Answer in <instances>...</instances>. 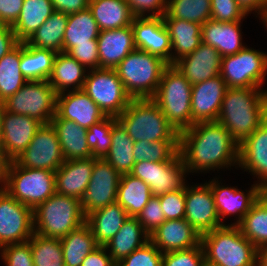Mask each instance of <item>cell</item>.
Returning <instances> with one entry per match:
<instances>
[{
    "label": "cell",
    "instance_id": "cb8c5ba5",
    "mask_svg": "<svg viewBox=\"0 0 267 266\" xmlns=\"http://www.w3.org/2000/svg\"><path fill=\"white\" fill-rule=\"evenodd\" d=\"M150 241L164 254L198 246L201 242V235L185 218L165 220L150 234Z\"/></svg>",
    "mask_w": 267,
    "mask_h": 266
},
{
    "label": "cell",
    "instance_id": "30bf717a",
    "mask_svg": "<svg viewBox=\"0 0 267 266\" xmlns=\"http://www.w3.org/2000/svg\"><path fill=\"white\" fill-rule=\"evenodd\" d=\"M56 96L48 80L27 81L14 95L3 102L4 110L51 123L56 114Z\"/></svg>",
    "mask_w": 267,
    "mask_h": 266
},
{
    "label": "cell",
    "instance_id": "7c38bea8",
    "mask_svg": "<svg viewBox=\"0 0 267 266\" xmlns=\"http://www.w3.org/2000/svg\"><path fill=\"white\" fill-rule=\"evenodd\" d=\"M147 183L153 197H159L168 192L181 190L187 184L186 174H189L178 152L169 161H140L134 164L131 173Z\"/></svg>",
    "mask_w": 267,
    "mask_h": 266
},
{
    "label": "cell",
    "instance_id": "d6986e66",
    "mask_svg": "<svg viewBox=\"0 0 267 266\" xmlns=\"http://www.w3.org/2000/svg\"><path fill=\"white\" fill-rule=\"evenodd\" d=\"M105 117L106 114L83 90H69L56 96V114L52 119L74 121L88 129Z\"/></svg>",
    "mask_w": 267,
    "mask_h": 266
},
{
    "label": "cell",
    "instance_id": "94428289",
    "mask_svg": "<svg viewBox=\"0 0 267 266\" xmlns=\"http://www.w3.org/2000/svg\"><path fill=\"white\" fill-rule=\"evenodd\" d=\"M238 5L248 15L252 11L258 13L266 4L267 0H236Z\"/></svg>",
    "mask_w": 267,
    "mask_h": 266
},
{
    "label": "cell",
    "instance_id": "7bdbcfd3",
    "mask_svg": "<svg viewBox=\"0 0 267 266\" xmlns=\"http://www.w3.org/2000/svg\"><path fill=\"white\" fill-rule=\"evenodd\" d=\"M34 266H65L59 238L34 233L29 239Z\"/></svg>",
    "mask_w": 267,
    "mask_h": 266
},
{
    "label": "cell",
    "instance_id": "11a10c76",
    "mask_svg": "<svg viewBox=\"0 0 267 266\" xmlns=\"http://www.w3.org/2000/svg\"><path fill=\"white\" fill-rule=\"evenodd\" d=\"M67 54L85 66L87 70L99 69L98 44H78L72 47Z\"/></svg>",
    "mask_w": 267,
    "mask_h": 266
},
{
    "label": "cell",
    "instance_id": "277c9868",
    "mask_svg": "<svg viewBox=\"0 0 267 266\" xmlns=\"http://www.w3.org/2000/svg\"><path fill=\"white\" fill-rule=\"evenodd\" d=\"M116 119L134 142L179 141V132L151 98L132 99Z\"/></svg>",
    "mask_w": 267,
    "mask_h": 266
},
{
    "label": "cell",
    "instance_id": "ee69618b",
    "mask_svg": "<svg viewBox=\"0 0 267 266\" xmlns=\"http://www.w3.org/2000/svg\"><path fill=\"white\" fill-rule=\"evenodd\" d=\"M237 226L257 248L267 244V210L258 200Z\"/></svg>",
    "mask_w": 267,
    "mask_h": 266
},
{
    "label": "cell",
    "instance_id": "f35d334b",
    "mask_svg": "<svg viewBox=\"0 0 267 266\" xmlns=\"http://www.w3.org/2000/svg\"><path fill=\"white\" fill-rule=\"evenodd\" d=\"M60 240L65 266H81L85 257L99 247L86 223Z\"/></svg>",
    "mask_w": 267,
    "mask_h": 266
},
{
    "label": "cell",
    "instance_id": "ab89813d",
    "mask_svg": "<svg viewBox=\"0 0 267 266\" xmlns=\"http://www.w3.org/2000/svg\"><path fill=\"white\" fill-rule=\"evenodd\" d=\"M68 22V14L54 11L53 14L26 41L30 46L63 52V37Z\"/></svg>",
    "mask_w": 267,
    "mask_h": 266
},
{
    "label": "cell",
    "instance_id": "ba28073f",
    "mask_svg": "<svg viewBox=\"0 0 267 266\" xmlns=\"http://www.w3.org/2000/svg\"><path fill=\"white\" fill-rule=\"evenodd\" d=\"M191 95L192 84L173 64H169L151 99L173 127L181 132L192 127Z\"/></svg>",
    "mask_w": 267,
    "mask_h": 266
},
{
    "label": "cell",
    "instance_id": "a7ac6f4b",
    "mask_svg": "<svg viewBox=\"0 0 267 266\" xmlns=\"http://www.w3.org/2000/svg\"><path fill=\"white\" fill-rule=\"evenodd\" d=\"M201 266H216V265H213V264H210V263L204 261Z\"/></svg>",
    "mask_w": 267,
    "mask_h": 266
},
{
    "label": "cell",
    "instance_id": "52a82bcc",
    "mask_svg": "<svg viewBox=\"0 0 267 266\" xmlns=\"http://www.w3.org/2000/svg\"><path fill=\"white\" fill-rule=\"evenodd\" d=\"M3 189L18 202L34 210L56 192L55 172L19 166L8 161Z\"/></svg>",
    "mask_w": 267,
    "mask_h": 266
},
{
    "label": "cell",
    "instance_id": "7a4b0ae2",
    "mask_svg": "<svg viewBox=\"0 0 267 266\" xmlns=\"http://www.w3.org/2000/svg\"><path fill=\"white\" fill-rule=\"evenodd\" d=\"M267 120V90L227 88L217 121L239 145Z\"/></svg>",
    "mask_w": 267,
    "mask_h": 266
},
{
    "label": "cell",
    "instance_id": "91938a15",
    "mask_svg": "<svg viewBox=\"0 0 267 266\" xmlns=\"http://www.w3.org/2000/svg\"><path fill=\"white\" fill-rule=\"evenodd\" d=\"M19 41L9 25L0 24V59L11 51Z\"/></svg>",
    "mask_w": 267,
    "mask_h": 266
},
{
    "label": "cell",
    "instance_id": "6125c7cd",
    "mask_svg": "<svg viewBox=\"0 0 267 266\" xmlns=\"http://www.w3.org/2000/svg\"><path fill=\"white\" fill-rule=\"evenodd\" d=\"M257 266H267V244L258 248Z\"/></svg>",
    "mask_w": 267,
    "mask_h": 266
},
{
    "label": "cell",
    "instance_id": "003e7915",
    "mask_svg": "<svg viewBox=\"0 0 267 266\" xmlns=\"http://www.w3.org/2000/svg\"><path fill=\"white\" fill-rule=\"evenodd\" d=\"M3 109H4L3 103L0 102V138H1V117Z\"/></svg>",
    "mask_w": 267,
    "mask_h": 266
},
{
    "label": "cell",
    "instance_id": "4fadbf2b",
    "mask_svg": "<svg viewBox=\"0 0 267 266\" xmlns=\"http://www.w3.org/2000/svg\"><path fill=\"white\" fill-rule=\"evenodd\" d=\"M14 161L21 167L54 172L61 167L65 160L52 124H42L28 147Z\"/></svg>",
    "mask_w": 267,
    "mask_h": 266
},
{
    "label": "cell",
    "instance_id": "681fc988",
    "mask_svg": "<svg viewBox=\"0 0 267 266\" xmlns=\"http://www.w3.org/2000/svg\"><path fill=\"white\" fill-rule=\"evenodd\" d=\"M6 266H34L30 241L7 244L0 248Z\"/></svg>",
    "mask_w": 267,
    "mask_h": 266
},
{
    "label": "cell",
    "instance_id": "7402d4cb",
    "mask_svg": "<svg viewBox=\"0 0 267 266\" xmlns=\"http://www.w3.org/2000/svg\"><path fill=\"white\" fill-rule=\"evenodd\" d=\"M238 166L257 177V185L267 187V120L239 144Z\"/></svg>",
    "mask_w": 267,
    "mask_h": 266
},
{
    "label": "cell",
    "instance_id": "e575fe53",
    "mask_svg": "<svg viewBox=\"0 0 267 266\" xmlns=\"http://www.w3.org/2000/svg\"><path fill=\"white\" fill-rule=\"evenodd\" d=\"M88 8L100 31L129 26L134 18L125 0H89Z\"/></svg>",
    "mask_w": 267,
    "mask_h": 266
},
{
    "label": "cell",
    "instance_id": "ac0fdd59",
    "mask_svg": "<svg viewBox=\"0 0 267 266\" xmlns=\"http://www.w3.org/2000/svg\"><path fill=\"white\" fill-rule=\"evenodd\" d=\"M131 26L137 49L171 64V39L163 17H134Z\"/></svg>",
    "mask_w": 267,
    "mask_h": 266
},
{
    "label": "cell",
    "instance_id": "4dcf8cb0",
    "mask_svg": "<svg viewBox=\"0 0 267 266\" xmlns=\"http://www.w3.org/2000/svg\"><path fill=\"white\" fill-rule=\"evenodd\" d=\"M65 161L87 159L92 157V151L87 143V130L74 121L66 119H52Z\"/></svg>",
    "mask_w": 267,
    "mask_h": 266
},
{
    "label": "cell",
    "instance_id": "e7e4bbea",
    "mask_svg": "<svg viewBox=\"0 0 267 266\" xmlns=\"http://www.w3.org/2000/svg\"><path fill=\"white\" fill-rule=\"evenodd\" d=\"M5 164L6 161L3 159L2 155H0V189L3 188Z\"/></svg>",
    "mask_w": 267,
    "mask_h": 266
},
{
    "label": "cell",
    "instance_id": "9c48e42d",
    "mask_svg": "<svg viewBox=\"0 0 267 266\" xmlns=\"http://www.w3.org/2000/svg\"><path fill=\"white\" fill-rule=\"evenodd\" d=\"M267 74V54L245 47L222 57L220 75L227 88H261Z\"/></svg>",
    "mask_w": 267,
    "mask_h": 266
},
{
    "label": "cell",
    "instance_id": "f1b7e54d",
    "mask_svg": "<svg viewBox=\"0 0 267 266\" xmlns=\"http://www.w3.org/2000/svg\"><path fill=\"white\" fill-rule=\"evenodd\" d=\"M87 68L65 52L57 53L48 82L56 94L82 90L88 73Z\"/></svg>",
    "mask_w": 267,
    "mask_h": 266
},
{
    "label": "cell",
    "instance_id": "e0dca14e",
    "mask_svg": "<svg viewBox=\"0 0 267 266\" xmlns=\"http://www.w3.org/2000/svg\"><path fill=\"white\" fill-rule=\"evenodd\" d=\"M185 185V220L203 235L223 226L218 216L211 187L207 184Z\"/></svg>",
    "mask_w": 267,
    "mask_h": 266
},
{
    "label": "cell",
    "instance_id": "b9f144b4",
    "mask_svg": "<svg viewBox=\"0 0 267 266\" xmlns=\"http://www.w3.org/2000/svg\"><path fill=\"white\" fill-rule=\"evenodd\" d=\"M162 17L203 25L211 19V0H167L166 13Z\"/></svg>",
    "mask_w": 267,
    "mask_h": 266
},
{
    "label": "cell",
    "instance_id": "836d02e7",
    "mask_svg": "<svg viewBox=\"0 0 267 266\" xmlns=\"http://www.w3.org/2000/svg\"><path fill=\"white\" fill-rule=\"evenodd\" d=\"M99 33L100 29L89 8L68 14L63 37V52L67 53L78 44H98Z\"/></svg>",
    "mask_w": 267,
    "mask_h": 266
},
{
    "label": "cell",
    "instance_id": "5bb4252c",
    "mask_svg": "<svg viewBox=\"0 0 267 266\" xmlns=\"http://www.w3.org/2000/svg\"><path fill=\"white\" fill-rule=\"evenodd\" d=\"M33 234V210L0 189V248L26 242Z\"/></svg>",
    "mask_w": 267,
    "mask_h": 266
},
{
    "label": "cell",
    "instance_id": "6da1fadb",
    "mask_svg": "<svg viewBox=\"0 0 267 266\" xmlns=\"http://www.w3.org/2000/svg\"><path fill=\"white\" fill-rule=\"evenodd\" d=\"M239 145L218 121L199 122L179 132V153L187 172L238 166Z\"/></svg>",
    "mask_w": 267,
    "mask_h": 266
},
{
    "label": "cell",
    "instance_id": "8d00e7d4",
    "mask_svg": "<svg viewBox=\"0 0 267 266\" xmlns=\"http://www.w3.org/2000/svg\"><path fill=\"white\" fill-rule=\"evenodd\" d=\"M111 140L109 152L103 159L120 175L131 173L135 164L134 141L118 121L112 126Z\"/></svg>",
    "mask_w": 267,
    "mask_h": 266
},
{
    "label": "cell",
    "instance_id": "4316f807",
    "mask_svg": "<svg viewBox=\"0 0 267 266\" xmlns=\"http://www.w3.org/2000/svg\"><path fill=\"white\" fill-rule=\"evenodd\" d=\"M241 23L207 20L201 26L202 42L215 48L222 57L236 54L245 47L242 43Z\"/></svg>",
    "mask_w": 267,
    "mask_h": 266
},
{
    "label": "cell",
    "instance_id": "603a6c76",
    "mask_svg": "<svg viewBox=\"0 0 267 266\" xmlns=\"http://www.w3.org/2000/svg\"><path fill=\"white\" fill-rule=\"evenodd\" d=\"M221 61V54L202 42L195 51L173 65L194 85L220 75Z\"/></svg>",
    "mask_w": 267,
    "mask_h": 266
},
{
    "label": "cell",
    "instance_id": "d6a6232c",
    "mask_svg": "<svg viewBox=\"0 0 267 266\" xmlns=\"http://www.w3.org/2000/svg\"><path fill=\"white\" fill-rule=\"evenodd\" d=\"M54 11L50 0H24L19 17L11 26L17 40L27 41Z\"/></svg>",
    "mask_w": 267,
    "mask_h": 266
},
{
    "label": "cell",
    "instance_id": "f907efd6",
    "mask_svg": "<svg viewBox=\"0 0 267 266\" xmlns=\"http://www.w3.org/2000/svg\"><path fill=\"white\" fill-rule=\"evenodd\" d=\"M248 16L236 0H211V20L218 22L241 21Z\"/></svg>",
    "mask_w": 267,
    "mask_h": 266
},
{
    "label": "cell",
    "instance_id": "f546056e",
    "mask_svg": "<svg viewBox=\"0 0 267 266\" xmlns=\"http://www.w3.org/2000/svg\"><path fill=\"white\" fill-rule=\"evenodd\" d=\"M163 21L171 39V64L191 54L202 43V25L174 18H163Z\"/></svg>",
    "mask_w": 267,
    "mask_h": 266
},
{
    "label": "cell",
    "instance_id": "83f0119b",
    "mask_svg": "<svg viewBox=\"0 0 267 266\" xmlns=\"http://www.w3.org/2000/svg\"><path fill=\"white\" fill-rule=\"evenodd\" d=\"M148 241H150V235L144 230L137 217L129 216L121 229L104 247L117 265Z\"/></svg>",
    "mask_w": 267,
    "mask_h": 266
},
{
    "label": "cell",
    "instance_id": "d4e9b609",
    "mask_svg": "<svg viewBox=\"0 0 267 266\" xmlns=\"http://www.w3.org/2000/svg\"><path fill=\"white\" fill-rule=\"evenodd\" d=\"M99 69H115L136 49L132 26L100 31L98 38Z\"/></svg>",
    "mask_w": 267,
    "mask_h": 266
},
{
    "label": "cell",
    "instance_id": "5b68a950",
    "mask_svg": "<svg viewBox=\"0 0 267 266\" xmlns=\"http://www.w3.org/2000/svg\"><path fill=\"white\" fill-rule=\"evenodd\" d=\"M85 221L80 200L56 192L33 210L34 233L45 237L60 239Z\"/></svg>",
    "mask_w": 267,
    "mask_h": 266
},
{
    "label": "cell",
    "instance_id": "8fae6325",
    "mask_svg": "<svg viewBox=\"0 0 267 266\" xmlns=\"http://www.w3.org/2000/svg\"><path fill=\"white\" fill-rule=\"evenodd\" d=\"M82 90L106 116L118 117L132 100L115 69H90Z\"/></svg>",
    "mask_w": 267,
    "mask_h": 266
},
{
    "label": "cell",
    "instance_id": "be15d7a7",
    "mask_svg": "<svg viewBox=\"0 0 267 266\" xmlns=\"http://www.w3.org/2000/svg\"><path fill=\"white\" fill-rule=\"evenodd\" d=\"M257 200L266 208L267 210V187H262L259 190Z\"/></svg>",
    "mask_w": 267,
    "mask_h": 266
},
{
    "label": "cell",
    "instance_id": "9a60e30c",
    "mask_svg": "<svg viewBox=\"0 0 267 266\" xmlns=\"http://www.w3.org/2000/svg\"><path fill=\"white\" fill-rule=\"evenodd\" d=\"M120 177L121 175L107 161L94 158L92 175L80 200L85 217L116 202Z\"/></svg>",
    "mask_w": 267,
    "mask_h": 266
},
{
    "label": "cell",
    "instance_id": "2e32d148",
    "mask_svg": "<svg viewBox=\"0 0 267 266\" xmlns=\"http://www.w3.org/2000/svg\"><path fill=\"white\" fill-rule=\"evenodd\" d=\"M42 126L37 119L13 114L3 109L1 117L0 152L3 159L13 161L30 144L36 131Z\"/></svg>",
    "mask_w": 267,
    "mask_h": 266
},
{
    "label": "cell",
    "instance_id": "6f0895ef",
    "mask_svg": "<svg viewBox=\"0 0 267 266\" xmlns=\"http://www.w3.org/2000/svg\"><path fill=\"white\" fill-rule=\"evenodd\" d=\"M81 266H116L104 246L97 247L83 260Z\"/></svg>",
    "mask_w": 267,
    "mask_h": 266
},
{
    "label": "cell",
    "instance_id": "60d3db41",
    "mask_svg": "<svg viewBox=\"0 0 267 266\" xmlns=\"http://www.w3.org/2000/svg\"><path fill=\"white\" fill-rule=\"evenodd\" d=\"M21 42L0 59V102L14 95L26 82L20 69Z\"/></svg>",
    "mask_w": 267,
    "mask_h": 266
},
{
    "label": "cell",
    "instance_id": "03108f58",
    "mask_svg": "<svg viewBox=\"0 0 267 266\" xmlns=\"http://www.w3.org/2000/svg\"><path fill=\"white\" fill-rule=\"evenodd\" d=\"M257 15H260L259 18H261L263 25H265L267 29V4L257 13Z\"/></svg>",
    "mask_w": 267,
    "mask_h": 266
},
{
    "label": "cell",
    "instance_id": "74e56055",
    "mask_svg": "<svg viewBox=\"0 0 267 266\" xmlns=\"http://www.w3.org/2000/svg\"><path fill=\"white\" fill-rule=\"evenodd\" d=\"M57 53L21 42L20 69L27 81L48 80Z\"/></svg>",
    "mask_w": 267,
    "mask_h": 266
},
{
    "label": "cell",
    "instance_id": "9f6ffc18",
    "mask_svg": "<svg viewBox=\"0 0 267 266\" xmlns=\"http://www.w3.org/2000/svg\"><path fill=\"white\" fill-rule=\"evenodd\" d=\"M24 0H0V24L12 26L18 19Z\"/></svg>",
    "mask_w": 267,
    "mask_h": 266
},
{
    "label": "cell",
    "instance_id": "44dd1931",
    "mask_svg": "<svg viewBox=\"0 0 267 266\" xmlns=\"http://www.w3.org/2000/svg\"><path fill=\"white\" fill-rule=\"evenodd\" d=\"M216 179L214 178L208 181L207 184L211 187L220 222L226 225L222 222V219L227 215L232 216V214H235L238 216L236 222L228 225H238L243 217L250 211L252 205L257 201L260 187L255 181V184L251 185L252 187L249 191H246V194L237 187L221 186L218 178Z\"/></svg>",
    "mask_w": 267,
    "mask_h": 266
},
{
    "label": "cell",
    "instance_id": "c3c4849f",
    "mask_svg": "<svg viewBox=\"0 0 267 266\" xmlns=\"http://www.w3.org/2000/svg\"><path fill=\"white\" fill-rule=\"evenodd\" d=\"M205 261L201 243L187 250L163 254L161 266H201Z\"/></svg>",
    "mask_w": 267,
    "mask_h": 266
},
{
    "label": "cell",
    "instance_id": "d590c367",
    "mask_svg": "<svg viewBox=\"0 0 267 266\" xmlns=\"http://www.w3.org/2000/svg\"><path fill=\"white\" fill-rule=\"evenodd\" d=\"M152 197L149 185L140 178L130 173L121 175L116 202L128 216L137 217Z\"/></svg>",
    "mask_w": 267,
    "mask_h": 266
},
{
    "label": "cell",
    "instance_id": "f5cc1de1",
    "mask_svg": "<svg viewBox=\"0 0 267 266\" xmlns=\"http://www.w3.org/2000/svg\"><path fill=\"white\" fill-rule=\"evenodd\" d=\"M144 230L150 235L165 222L163 209L158 197H152L137 216Z\"/></svg>",
    "mask_w": 267,
    "mask_h": 266
},
{
    "label": "cell",
    "instance_id": "8992f818",
    "mask_svg": "<svg viewBox=\"0 0 267 266\" xmlns=\"http://www.w3.org/2000/svg\"><path fill=\"white\" fill-rule=\"evenodd\" d=\"M169 64L158 56L134 49L115 68L132 99L152 98Z\"/></svg>",
    "mask_w": 267,
    "mask_h": 266
},
{
    "label": "cell",
    "instance_id": "bcb514c9",
    "mask_svg": "<svg viewBox=\"0 0 267 266\" xmlns=\"http://www.w3.org/2000/svg\"><path fill=\"white\" fill-rule=\"evenodd\" d=\"M117 122L116 117L106 116L87 130V143L92 157L103 159L111 147V129Z\"/></svg>",
    "mask_w": 267,
    "mask_h": 266
},
{
    "label": "cell",
    "instance_id": "f6af8a7d",
    "mask_svg": "<svg viewBox=\"0 0 267 266\" xmlns=\"http://www.w3.org/2000/svg\"><path fill=\"white\" fill-rule=\"evenodd\" d=\"M179 152V141L134 142L135 163L140 161H169Z\"/></svg>",
    "mask_w": 267,
    "mask_h": 266
},
{
    "label": "cell",
    "instance_id": "3957f363",
    "mask_svg": "<svg viewBox=\"0 0 267 266\" xmlns=\"http://www.w3.org/2000/svg\"><path fill=\"white\" fill-rule=\"evenodd\" d=\"M205 261L216 266H257L258 248L237 225H223L201 235Z\"/></svg>",
    "mask_w": 267,
    "mask_h": 266
},
{
    "label": "cell",
    "instance_id": "db71d44e",
    "mask_svg": "<svg viewBox=\"0 0 267 266\" xmlns=\"http://www.w3.org/2000/svg\"><path fill=\"white\" fill-rule=\"evenodd\" d=\"M125 1L128 4L129 9L134 17H162L166 13L167 0Z\"/></svg>",
    "mask_w": 267,
    "mask_h": 266
},
{
    "label": "cell",
    "instance_id": "484cf974",
    "mask_svg": "<svg viewBox=\"0 0 267 266\" xmlns=\"http://www.w3.org/2000/svg\"><path fill=\"white\" fill-rule=\"evenodd\" d=\"M94 157L64 161L55 171L56 193L81 200L90 181Z\"/></svg>",
    "mask_w": 267,
    "mask_h": 266
},
{
    "label": "cell",
    "instance_id": "1f68e13d",
    "mask_svg": "<svg viewBox=\"0 0 267 266\" xmlns=\"http://www.w3.org/2000/svg\"><path fill=\"white\" fill-rule=\"evenodd\" d=\"M128 217L126 210L114 202L87 215L85 223L90 227L97 244L105 246Z\"/></svg>",
    "mask_w": 267,
    "mask_h": 266
},
{
    "label": "cell",
    "instance_id": "7dc6e473",
    "mask_svg": "<svg viewBox=\"0 0 267 266\" xmlns=\"http://www.w3.org/2000/svg\"><path fill=\"white\" fill-rule=\"evenodd\" d=\"M163 253L148 241L141 248L136 249L116 266H161Z\"/></svg>",
    "mask_w": 267,
    "mask_h": 266
},
{
    "label": "cell",
    "instance_id": "680465c9",
    "mask_svg": "<svg viewBox=\"0 0 267 266\" xmlns=\"http://www.w3.org/2000/svg\"><path fill=\"white\" fill-rule=\"evenodd\" d=\"M56 12L77 13L88 9L89 0H50Z\"/></svg>",
    "mask_w": 267,
    "mask_h": 266
},
{
    "label": "cell",
    "instance_id": "ffe728a7",
    "mask_svg": "<svg viewBox=\"0 0 267 266\" xmlns=\"http://www.w3.org/2000/svg\"><path fill=\"white\" fill-rule=\"evenodd\" d=\"M227 86L221 75L192 85V126L217 121Z\"/></svg>",
    "mask_w": 267,
    "mask_h": 266
},
{
    "label": "cell",
    "instance_id": "816d5d0a",
    "mask_svg": "<svg viewBox=\"0 0 267 266\" xmlns=\"http://www.w3.org/2000/svg\"><path fill=\"white\" fill-rule=\"evenodd\" d=\"M166 220L185 217V187L158 197Z\"/></svg>",
    "mask_w": 267,
    "mask_h": 266
}]
</instances>
